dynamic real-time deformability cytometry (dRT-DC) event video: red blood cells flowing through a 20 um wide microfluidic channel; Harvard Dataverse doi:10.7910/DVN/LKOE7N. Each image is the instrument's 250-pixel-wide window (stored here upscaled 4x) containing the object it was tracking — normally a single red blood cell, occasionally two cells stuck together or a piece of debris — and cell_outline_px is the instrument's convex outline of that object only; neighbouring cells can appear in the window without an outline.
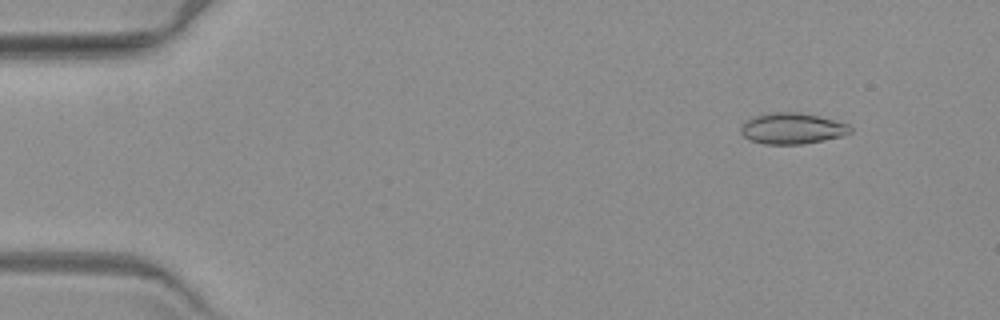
{"species": "common noctule bat (a hibernating species)", "species_latin": "Nyctalus noctula", "temperature_condition": "warm", "stored_images_in_passage": 5, "segment_of_instrument_passage": [2, 2], "camera_frame_rate_fps": 3000, "um_per_image_px": 0.085, "animal": {"sex": "female", "body_mass_g": 19.3, "forearm_length_mm": 54.1}, "frame": {"image": 1, "passage_image": 5, "time_ms": 5.667, "image_size_px": [1000, 320], "cell_outline_px": [[852, 132], [844, 136], [804, 144], [764, 144], [752, 140], [744, 136], [740, 132], [740, 124], [756, 116], [776, 112], [796, 112], [816, 116], [848, 124], [852, 128]], "centroid_in_image_um": [67.34, 10.93], "position_along_channel_um": 17.7, "area_um2": 19.59}}